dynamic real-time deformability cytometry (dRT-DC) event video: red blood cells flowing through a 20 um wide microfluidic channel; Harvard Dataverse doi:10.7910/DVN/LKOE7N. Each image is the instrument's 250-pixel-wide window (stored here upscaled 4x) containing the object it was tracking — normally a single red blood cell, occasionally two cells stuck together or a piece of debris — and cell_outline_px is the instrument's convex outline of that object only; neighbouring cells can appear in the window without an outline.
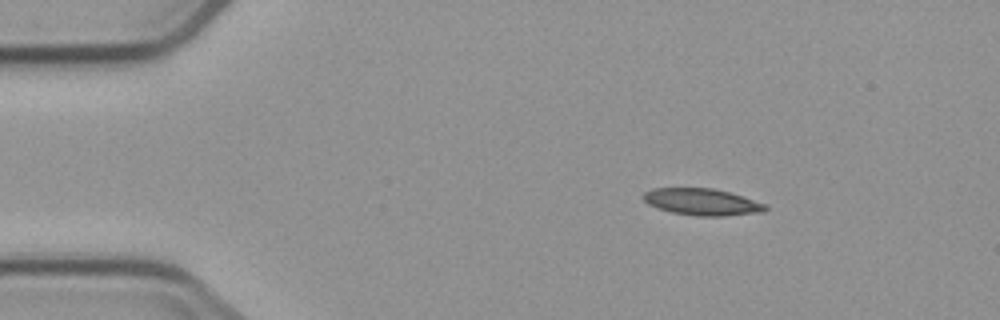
{"species": "common noctule bat (a hibernating species)", "species_latin": "Nyctalus noctula", "temperature_condition": "cold", "stored_images_in_passage": 3, "camera_frame_rate_fps": 3000, "um_per_image_px": 0.085, "animal": {"sex": "male", "body_mass_g": 23.1, "forearm_length_mm": 52.7}, "frame": {"image": 1, "passage_image": 1, "time_ms": 0.0, "image_size_px": [1000, 320], "cell_outline_px": [[768, 208], [764, 212], [724, 216], [700, 216], [672, 212], [656, 208], [648, 204], [644, 200], [644, 192], [652, 188], [712, 188], [728, 192], [768, 204]], "centroid_in_image_um": [59.69, 17.16], "position_along_channel_um": 25.3, "area_um2": 19.02}}